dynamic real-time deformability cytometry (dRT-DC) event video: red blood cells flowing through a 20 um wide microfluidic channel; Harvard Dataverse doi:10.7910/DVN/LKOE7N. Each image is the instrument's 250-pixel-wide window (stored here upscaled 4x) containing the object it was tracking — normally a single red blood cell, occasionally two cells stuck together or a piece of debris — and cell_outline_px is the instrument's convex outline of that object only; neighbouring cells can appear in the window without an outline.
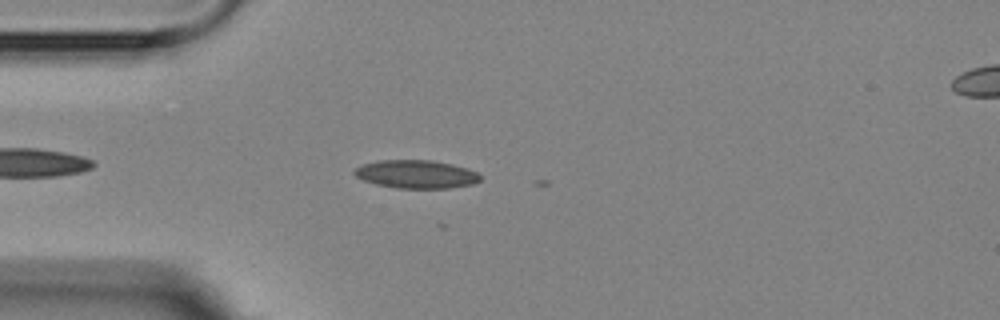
{"species": "Egyptian fruit bat (a non-hibernating species)", "species_latin": "Rousettus aegyptiacus", "temperature_condition": "room temperature", "stored_images_in_passage": 7, "segment_of_instrument_passage": [1, 2], "camera_frame_rate_fps": 3000, "um_per_image_px": 0.085, "animal": {"sex": "female"}, "frame": {"image": 1, "passage_image": 5, "time_ms": 4.667, "image_size_px": [1000, 320], "cell_outline_px": [[480, 180], [472, 184], [448, 188], [400, 188], [376, 184], [364, 180], [356, 176], [352, 172], [356, 168], [364, 164], [380, 160], [432, 160], [452, 164], [468, 168], [476, 172], [480, 176]], "centroid_in_image_um": [35.39, 14.8], "position_along_channel_um": 49.6, "area_um2": 20.52}}